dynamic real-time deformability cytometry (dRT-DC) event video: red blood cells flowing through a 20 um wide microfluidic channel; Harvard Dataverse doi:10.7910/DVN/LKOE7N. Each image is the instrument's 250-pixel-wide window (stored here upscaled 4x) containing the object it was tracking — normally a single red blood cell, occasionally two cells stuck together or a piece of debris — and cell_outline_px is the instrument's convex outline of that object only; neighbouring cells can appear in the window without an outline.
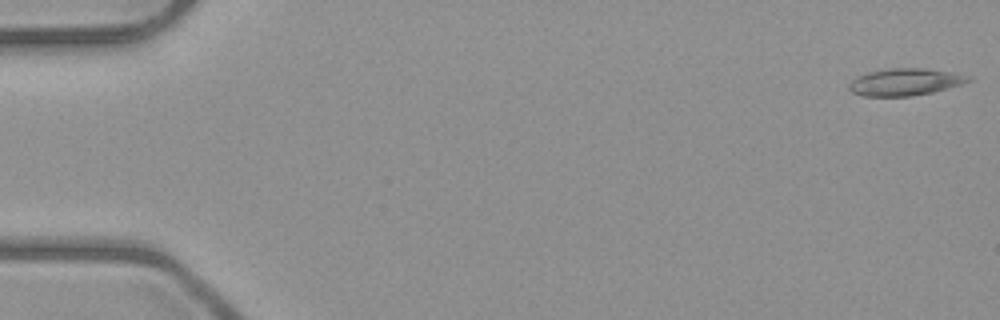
{"species": "common noctule bat (a hibernating species)", "species_latin": "Nyctalus noctula", "temperature_condition": "room temperature", "stored_images_in_passage": 4, "camera_frame_rate_fps": 3000, "um_per_image_px": 0.085, "animal": {"sex": "male", "body_mass_g": 23.1, "forearm_length_mm": 52.7}, "frame": {"image": 1, "passage_image": 1, "time_ms": 0.0, "image_size_px": [1000, 320], "cell_outline_px": [[972, 80], [960, 84], [932, 92], [912, 96], [864, 96], [852, 92], [848, 88], [848, 84], [852, 80], [868, 72], [888, 68], [924, 68], [972, 76]], "centroid_in_image_um": [76.91, 6.97], "position_along_channel_um": 8.1, "area_um2": 18.61}}